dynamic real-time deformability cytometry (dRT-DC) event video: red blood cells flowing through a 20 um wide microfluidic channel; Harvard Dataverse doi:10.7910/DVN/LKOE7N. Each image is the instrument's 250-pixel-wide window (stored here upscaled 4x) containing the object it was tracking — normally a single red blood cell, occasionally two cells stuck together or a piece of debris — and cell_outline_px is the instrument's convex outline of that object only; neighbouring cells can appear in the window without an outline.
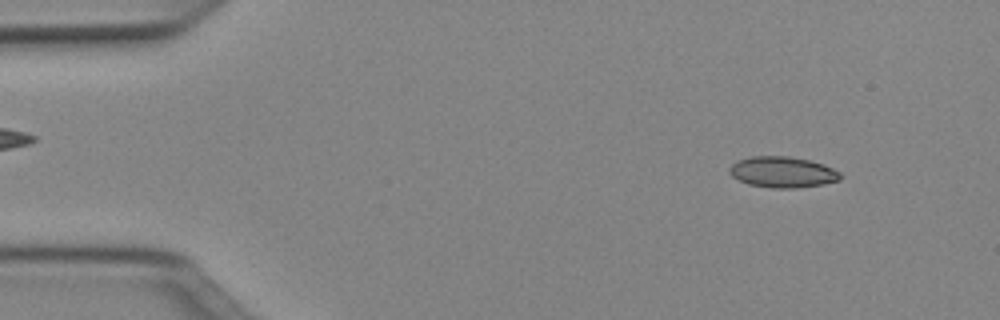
{"species": "Egyptian fruit bat (a non-hibernating species)", "species_latin": "Rousettus aegyptiacus", "temperature_condition": "cold", "stored_images_in_passage": 50, "camera_frame_rate_fps": 3000, "um_per_image_px": 0.085, "animal": {"sex": "female"}, "frame": {"image": 1, "passage_image": 5, "time_ms": 1.333, "image_size_px": [1000, 320], "cell_outline_px": [[840, 180], [824, 184], [796, 188], [772, 188], [748, 184], [732, 176], [728, 172], [728, 168], [736, 160], [752, 156], [788, 156], [808, 160], [824, 164], [840, 172]], "centroid_in_image_um": [66.49, 14.62], "position_along_channel_um": 18.5, "area_um2": 20.06}}
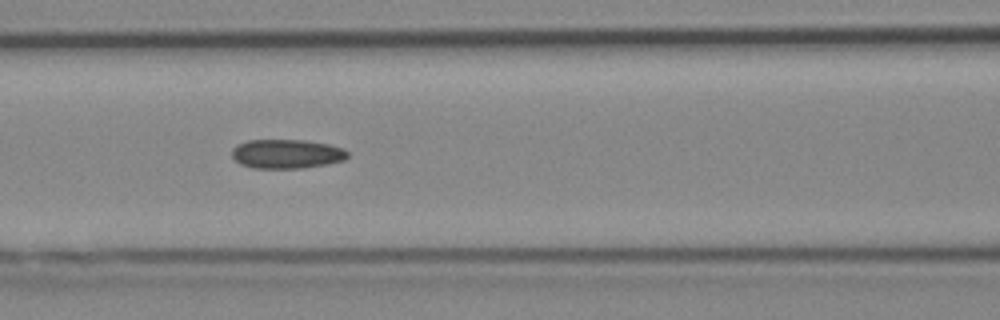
{"frame": {"image": 2, "passage_image": 21, "time_ms": 6.667, "image_size_px": [1000, 320], "cell_outline_px": [[348, 156], [344, 160], [328, 164], [304, 168], [252, 168], [240, 164], [232, 156], [232, 148], [236, 144], [248, 140], [304, 140], [328, 144], [344, 148], [348, 152]], "centroid_in_image_um": [24.36, 13.08], "position_along_channel_um": 142.2, "area_um2": 19.83}}
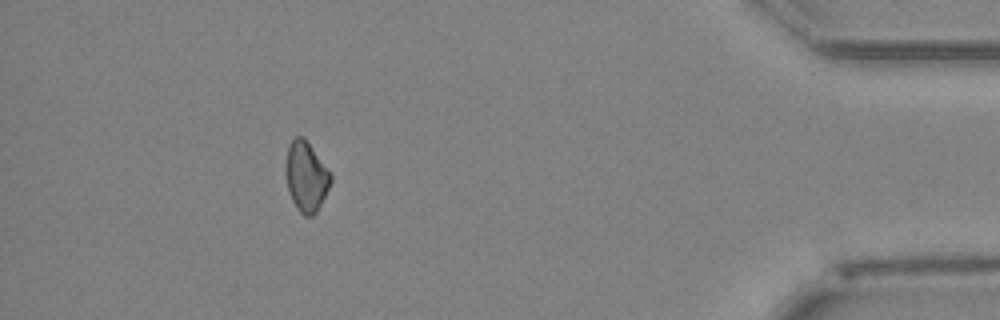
{"frame": {"image": 3, "passage_image": 45, "time_ms": 14.667, "image_size_px": [1000, 320], "cell_outline_px": [[332, 180], [316, 212], [312, 216], [304, 216], [296, 208], [292, 200], [288, 188], [284, 172], [288, 144], [296, 136], [304, 136], [332, 176]], "centroid_in_image_um": [25.99, 14.99], "position_along_channel_um": 409.2, "area_um2": 18.21}}